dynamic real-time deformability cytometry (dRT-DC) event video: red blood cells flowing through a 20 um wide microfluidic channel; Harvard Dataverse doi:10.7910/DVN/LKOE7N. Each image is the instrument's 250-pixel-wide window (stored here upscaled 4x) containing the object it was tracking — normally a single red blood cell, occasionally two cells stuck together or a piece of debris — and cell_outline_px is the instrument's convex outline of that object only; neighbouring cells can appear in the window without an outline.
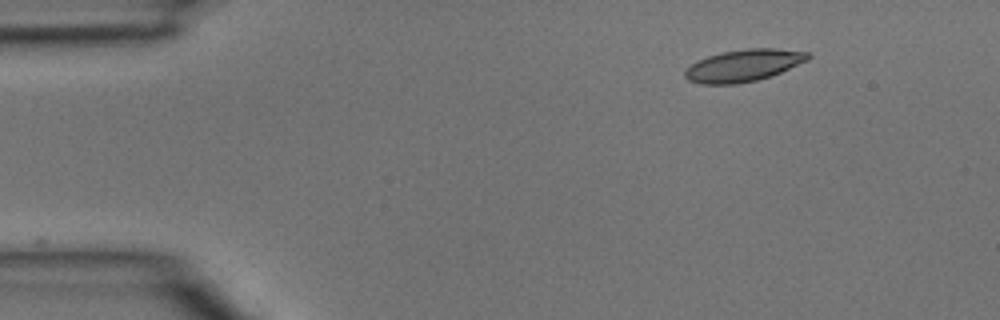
{"species": "common noctule bat (a hibernating species)", "species_latin": "Nyctalus noctula", "temperature_condition": "room temperature", "stored_images_in_passage": 40, "camera_frame_rate_fps": 3000, "um_per_image_px": 0.085, "animal": {"sex": "male", "body_mass_g": 15.6}, "frame": {"image": 1, "passage_image": 1, "time_ms": 0.0, "image_size_px": [1000, 320], "cell_outline_px": [[812, 56], [808, 60], [780, 72], [756, 80], [736, 84], [700, 84], [688, 80], [684, 76], [684, 68], [708, 56], [724, 52], [748, 48], [776, 48], [808, 52]], "centroid_in_image_um": [63.19, 5.56], "position_along_channel_um": 21.8, "area_um2": 22.77}}
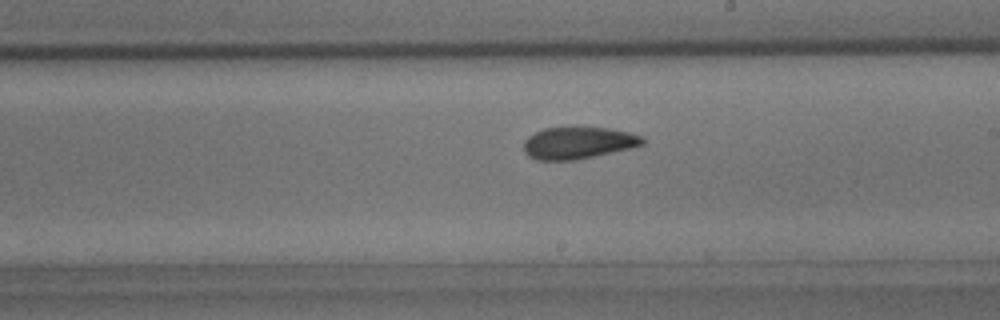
{"frame": {"image": 2, "passage_image": 21, "time_ms": 6.667, "image_size_px": [1000, 320], "cell_outline_px": [[644, 144], [632, 148], [576, 160], [536, 160], [528, 156], [524, 152], [524, 140], [528, 136], [544, 128], [608, 128], [632, 132], [644, 136]], "centroid_in_image_um": [49.17, 12.15], "position_along_channel_um": 239.8, "area_um2": 22.2}}
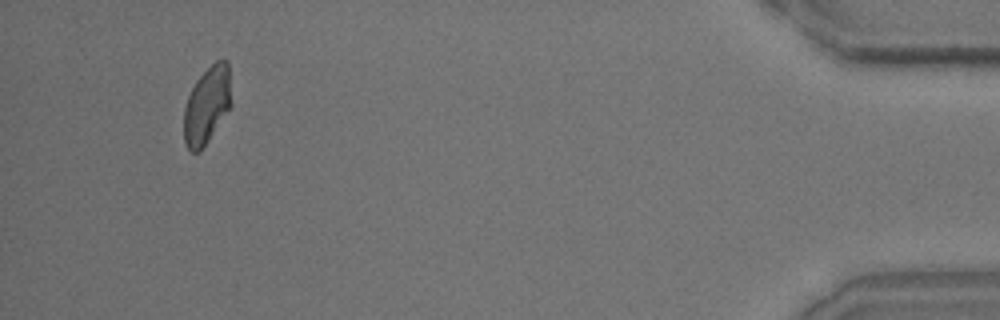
{"frame": {"image": 3, "passage_image": 38, "time_ms": 12.333, "image_size_px": [1000, 320], "cell_outline_px": [[232, 104], [200, 152], [192, 152], [184, 144], [184, 108], [188, 96], [196, 80], [216, 60], [228, 60]], "centroid_in_image_um": [17.59, 8.94], "position_along_channel_um": 417.6, "area_um2": 21.21}}